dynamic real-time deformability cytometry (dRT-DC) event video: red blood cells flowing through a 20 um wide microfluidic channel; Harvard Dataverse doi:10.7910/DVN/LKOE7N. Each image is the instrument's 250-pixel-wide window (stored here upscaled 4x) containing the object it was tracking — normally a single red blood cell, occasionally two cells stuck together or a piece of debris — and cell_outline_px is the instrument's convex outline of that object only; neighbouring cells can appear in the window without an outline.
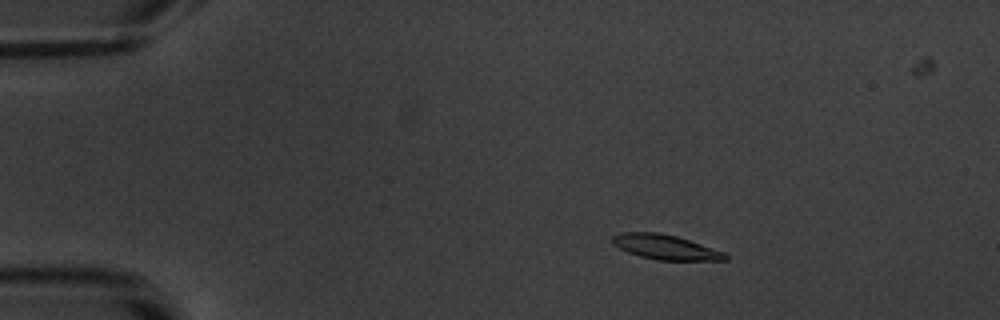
{"species": "common noctule bat (a hibernating species)", "species_latin": "Nyctalus noctula", "temperature_condition": "warm", "stored_images_in_passage": 52, "camera_frame_rate_fps": 3000, "um_per_image_px": 0.085, "animal": {"sex": "male", "body_mass_g": 20.1, "forearm_length_mm": 53.5}, "frame": {"image": 1, "passage_image": 8, "time_ms": 2.333, "image_size_px": [1000, 320], "cell_outline_px": [[728, 260], [656, 260], [640, 256], [628, 252], [612, 244], [612, 236], [620, 232], [656, 232], [676, 236], [724, 252], [728, 256]], "centroid_in_image_um": [56.52, 21.0], "position_along_channel_um": 28.5, "area_um2": 16.13}}
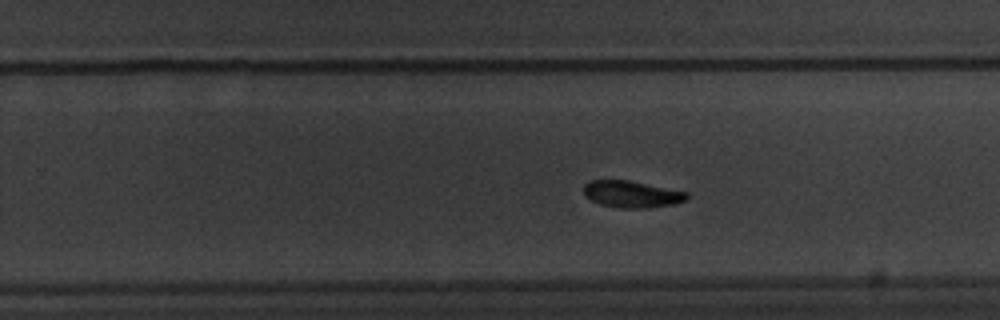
{"frame": {"image": 2, "passage_image": 33, "time_ms": 10.667, "image_size_px": [1000, 320], "cell_outline_px": [[688, 200], [672, 204], [648, 208], [624, 208], [600, 204], [584, 196], [584, 184], [588, 180], [628, 180], [688, 192]], "centroid_in_image_um": [53.69, 16.5], "position_along_channel_um": 276.1, "area_um2": 16.07}}
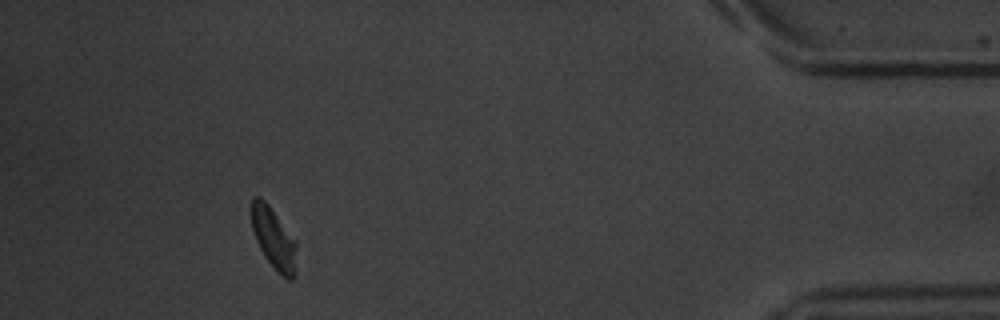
{"frame": {"image": 3, "passage_image": 48, "time_ms": 15.667, "image_size_px": [1000, 320], "cell_outline_px": [[296, 272], [292, 280], [288, 280], [280, 276], [264, 256], [256, 240], [252, 228], [252, 196], [260, 196], [268, 204], [296, 244]], "centroid_in_image_um": [23.26, 20.33], "position_along_channel_um": 411.9, "area_um2": 15.78}, "authors_computed_cell_mechanics": {"area_um2": 16.2418, "velocity_mm_per_s": 3.7925, "shape_relaxation_time_tau1_ms": 1.7444, "shape_relaxation_time_tau2_ms": 7.0071, "deformation_change_tau1": 0.1353, "deformation_change_tau2": 0.1243}}